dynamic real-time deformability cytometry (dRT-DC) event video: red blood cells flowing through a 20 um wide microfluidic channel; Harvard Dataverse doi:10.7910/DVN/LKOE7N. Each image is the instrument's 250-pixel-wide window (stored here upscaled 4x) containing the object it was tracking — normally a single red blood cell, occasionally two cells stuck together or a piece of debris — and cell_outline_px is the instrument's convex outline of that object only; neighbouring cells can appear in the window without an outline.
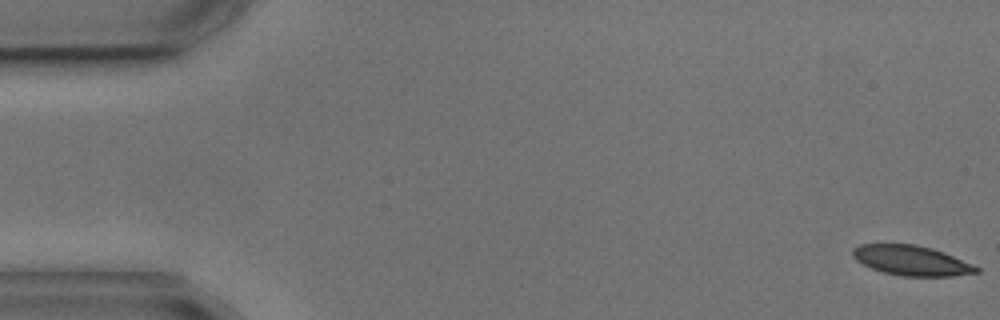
{"species": "common noctule bat (a hibernating species)", "species_latin": "Nyctalus noctula", "temperature_condition": "cold", "stored_images_in_passage": 5, "camera_frame_rate_fps": 3000, "um_per_image_px": 0.085, "animal": {"sex": "male", "body_mass_g": 17.9, "forearm_length_mm": 54.2}, "frame": {"image": 1, "passage_image": 1, "time_ms": 0.0, "image_size_px": [1000, 320], "cell_outline_px": [[980, 272], [952, 276], [904, 276], [880, 272], [856, 260], [852, 256], [852, 248], [860, 244], [916, 244], [932, 248], [944, 252], [972, 264], [980, 268]], "centroid_in_image_um": [77.46, 22.14], "position_along_channel_um": 7.5, "area_um2": 21.62}}